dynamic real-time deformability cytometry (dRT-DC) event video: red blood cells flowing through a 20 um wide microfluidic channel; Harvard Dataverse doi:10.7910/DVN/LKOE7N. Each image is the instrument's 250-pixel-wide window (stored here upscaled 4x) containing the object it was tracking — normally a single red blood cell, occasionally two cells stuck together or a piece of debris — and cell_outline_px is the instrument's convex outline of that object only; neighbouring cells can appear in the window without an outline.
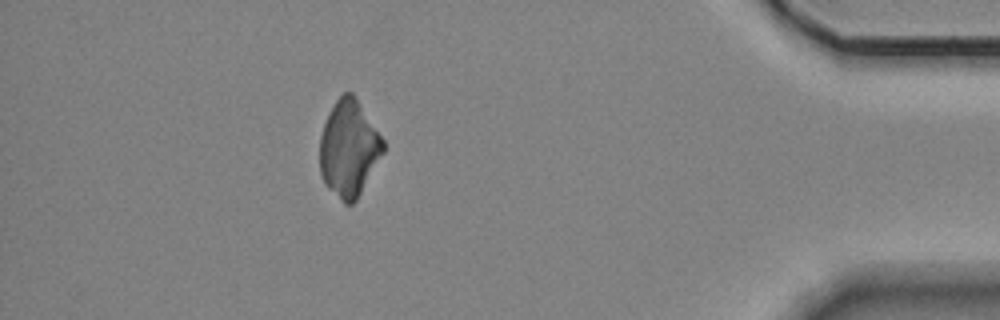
{"species": "Egyptian fruit bat (a non-hibernating species)", "species_latin": "Rousettus aegyptiacus", "temperature_condition": "room temperature", "stored_images_in_passage": 40, "camera_frame_rate_fps": 3000, "um_per_image_px": 0.085, "animal": {"sex": "female"}, "frame": {"image": 1, "passage_image": 34, "time_ms": 11.0, "image_size_px": [1000, 320], "cell_outline_px": [[384, 152], [356, 200], [352, 204], [344, 204], [324, 184], [320, 172], [320, 136], [324, 124], [336, 100], [344, 92], [352, 92], [384, 140]], "centroid_in_image_um": [29.65, 12.65], "position_along_channel_um": 405.6, "area_um2": 35.26}}